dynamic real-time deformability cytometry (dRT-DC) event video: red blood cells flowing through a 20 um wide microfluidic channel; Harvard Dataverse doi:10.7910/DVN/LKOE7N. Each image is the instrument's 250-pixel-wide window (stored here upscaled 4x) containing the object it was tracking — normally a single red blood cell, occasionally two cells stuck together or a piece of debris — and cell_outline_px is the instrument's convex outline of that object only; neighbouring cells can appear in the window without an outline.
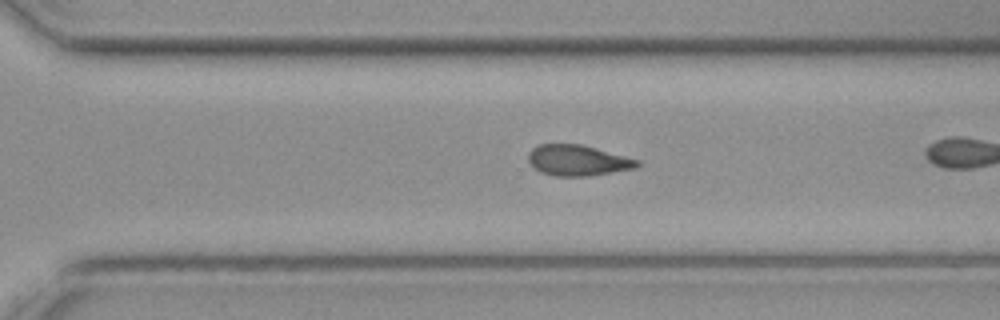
{"species": "common noctule bat (a hibernating species)", "species_latin": "Nyctalus noctula", "temperature_condition": "cold", "stored_images_in_passage": 32, "camera_frame_rate_fps": 3000, "um_per_image_px": 0.085, "animal": {"sex": "female", "body_mass_g": 19.3, "forearm_length_mm": 54.1}, "frame": {"image": 1, "passage_image": 28, "time_ms": 9.0, "image_size_px": [1000, 320], "cell_outline_px": [[640, 164], [636, 168], [592, 176], [556, 176], [540, 172], [528, 160], [528, 152], [532, 148], [540, 144], [580, 144], [640, 160]], "centroid_in_image_um": [49.12, 13.64], "position_along_channel_um": 321.5, "area_um2": 19.48}}